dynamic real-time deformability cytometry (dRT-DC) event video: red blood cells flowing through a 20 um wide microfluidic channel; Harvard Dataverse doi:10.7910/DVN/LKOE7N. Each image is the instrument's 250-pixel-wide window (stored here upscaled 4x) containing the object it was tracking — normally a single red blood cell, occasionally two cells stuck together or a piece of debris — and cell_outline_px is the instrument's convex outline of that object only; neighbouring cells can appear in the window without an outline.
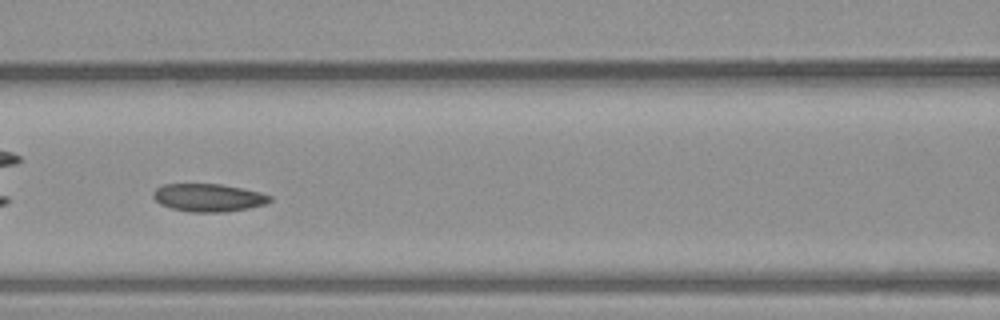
{"species": "common noctule bat (a hibernating species)", "species_latin": "Nyctalus noctula", "temperature_condition": "warm", "stored_images_in_passage": 33, "camera_frame_rate_fps": 3000, "um_per_image_px": 0.085, "animal": {"sex": "male", "body_mass_g": 23.1, "forearm_length_mm": 52.7}, "frame": {"image": 1, "passage_image": 10, "time_ms": 3.0, "image_size_px": [1000, 320], "cell_outline_px": [[272, 200], [264, 204], [248, 208], [224, 212], [192, 212], [172, 208], [160, 204], [152, 196], [152, 192], [156, 188], [164, 184], [220, 184], [260, 192], [272, 196]], "centroid_in_image_um": [17.7, 16.8], "position_along_channel_um": 148.9, "area_um2": 18.84}}
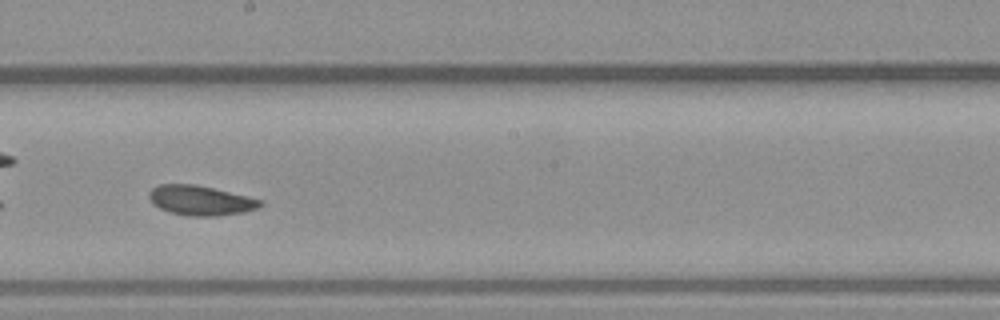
{"frame": {"image": 2, "passage_image": 15, "time_ms": 4.667, "image_size_px": [1000, 320], "cell_outline_px": [[264, 204], [256, 208], [244, 212], [216, 216], [188, 216], [172, 212], [160, 208], [152, 204], [148, 196], [148, 192], [152, 188], [160, 184], [196, 184], [248, 196], [260, 200]], "centroid_in_image_um": [17.02, 17.03], "position_along_channel_um": 231.2, "area_um2": 19.25}}